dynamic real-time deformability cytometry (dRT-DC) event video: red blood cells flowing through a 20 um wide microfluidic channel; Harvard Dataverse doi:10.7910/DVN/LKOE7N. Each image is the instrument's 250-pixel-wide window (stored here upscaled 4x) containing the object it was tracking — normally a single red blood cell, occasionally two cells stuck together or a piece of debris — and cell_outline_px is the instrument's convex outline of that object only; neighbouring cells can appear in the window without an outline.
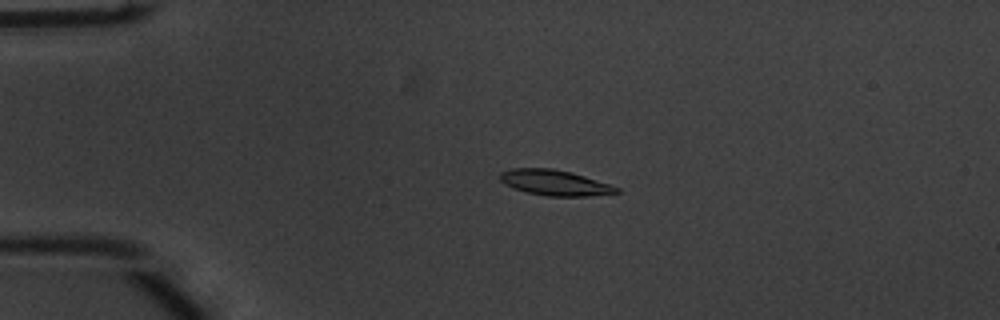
{"species": "common noctule bat (a hibernating species)", "species_latin": "Nyctalus noctula", "temperature_condition": "warm", "stored_images_in_passage": 53, "camera_frame_rate_fps": 3000, "um_per_image_px": 0.085, "animal": {"sex": "male", "body_mass_g": 20.1, "forearm_length_mm": 53.5}, "frame": {"image": 1, "passage_image": 12, "time_ms": 3.667, "image_size_px": [1000, 320], "cell_outline_px": [[620, 192], [588, 196], [548, 196], [524, 192], [504, 184], [500, 180], [500, 172], [512, 168], [552, 168], [572, 172], [620, 188]], "centroid_in_image_um": [47.12, 15.53], "position_along_channel_um": 37.9, "area_um2": 17.28}}
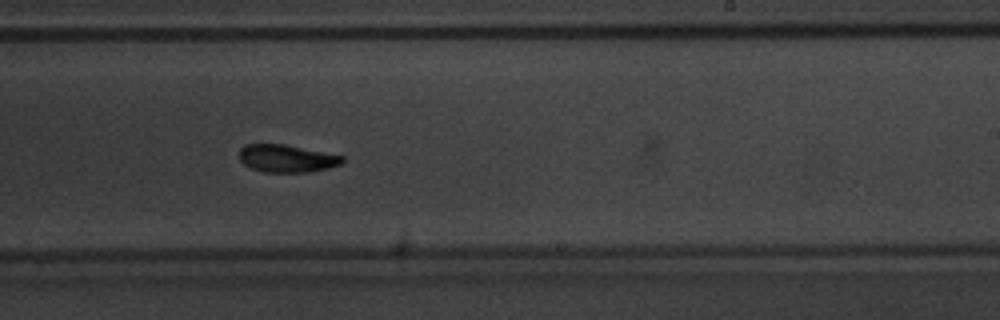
{"frame": {"image": 2, "passage_image": 33, "time_ms": 10.667, "image_size_px": [1000, 320], "cell_outline_px": [[344, 160], [340, 164], [328, 168], [308, 172], [264, 172], [252, 168], [244, 164], [240, 160], [240, 148], [244, 144], [284, 144], [344, 156]], "centroid_in_image_um": [24.36, 13.46], "position_along_channel_um": 264.6, "area_um2": 16.47}}
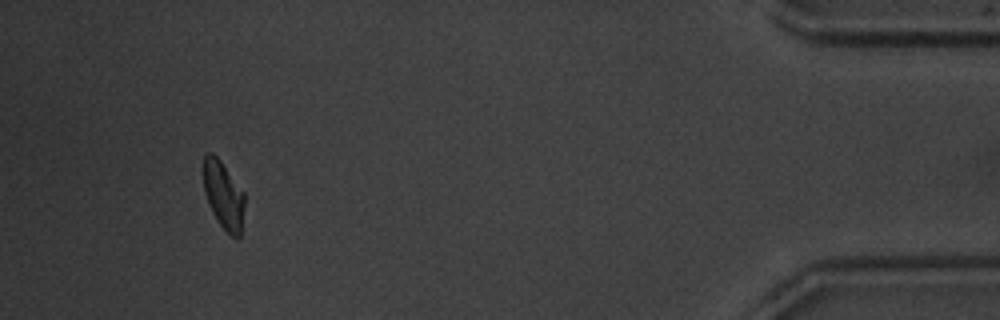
{"frame": {"image": 3, "passage_image": 50, "time_ms": 16.333, "image_size_px": [1000, 320], "cell_outline_px": [[244, 204], [240, 236], [236, 240], [220, 224], [212, 212], [204, 192], [204, 156], [208, 152], [212, 152], [220, 160], [244, 192]], "centroid_in_image_um": [19.0, 16.58], "position_along_channel_um": 416.2, "area_um2": 15.95}, "authors_computed_cell_mechanics": {"area_um2": 17.1088, "velocity_mm_per_s": 3.7821, "shape_relaxation_time_tau1_ms": 3.1501, "shape_relaxation_time_tau2_ms": 2.2589, "deformation_change_tau1": 0.1419, "deformation_change_tau2": 0.0661}}